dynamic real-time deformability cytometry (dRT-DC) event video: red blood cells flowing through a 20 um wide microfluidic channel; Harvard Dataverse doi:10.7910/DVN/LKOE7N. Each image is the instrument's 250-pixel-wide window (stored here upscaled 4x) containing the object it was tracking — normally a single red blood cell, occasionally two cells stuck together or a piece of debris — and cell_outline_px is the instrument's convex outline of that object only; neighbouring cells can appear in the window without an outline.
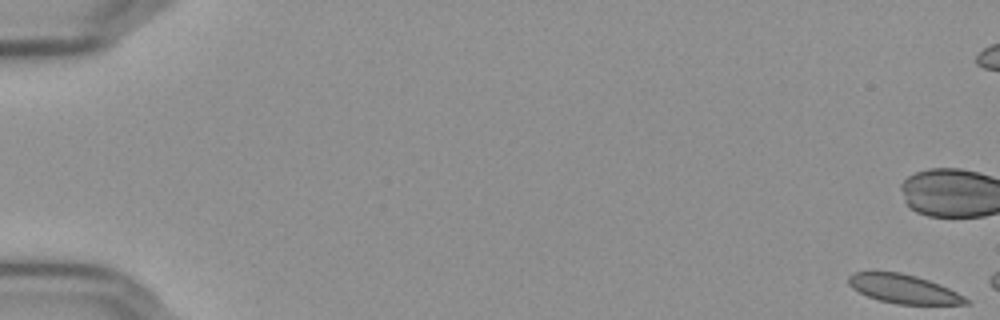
{"species": "Egyptian fruit bat (a non-hibernating species)", "species_latin": "Rousettus aegyptiacus", "temperature_condition": "cold", "stored_images_in_passage": 8, "camera_frame_rate_fps": 3000, "um_per_image_px": 0.085, "frame": {"image": 1, "passage_image": 1, "time_ms": 0.0, "image_size_px": [1000, 320], "cell_outline_px": [[972, 300], [968, 304], [896, 304], [880, 300], [868, 296], [852, 288], [848, 284], [848, 276], [852, 272], [900, 272], [916, 276], [940, 284]], "centroid_in_image_um": [76.81, 24.56], "position_along_channel_um": 8.2, "area_um2": 19.65}}